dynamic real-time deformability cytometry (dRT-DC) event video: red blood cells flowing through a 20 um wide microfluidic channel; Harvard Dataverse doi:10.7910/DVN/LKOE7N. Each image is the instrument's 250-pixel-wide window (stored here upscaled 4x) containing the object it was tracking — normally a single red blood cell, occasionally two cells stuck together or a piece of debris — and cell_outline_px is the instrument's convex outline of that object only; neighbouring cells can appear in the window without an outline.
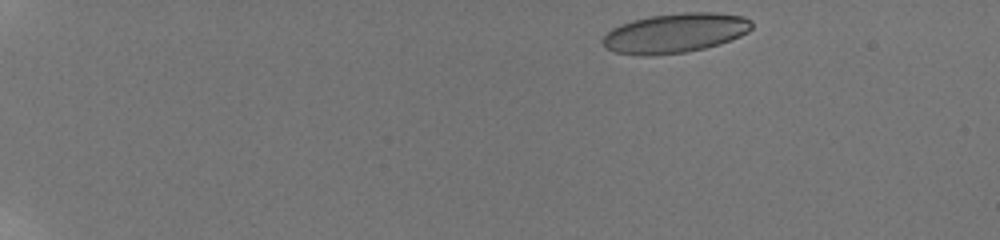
{"species": "human", "species_latin": "Homo sapiens", "temperature_condition": "room temperature", "stored_images_in_passage": 11, "camera_frame_rate_fps": 3000, "um_per_image_px": 0.085, "donor": {"sex": "male"}, "frame": {"image": 1, "passage_image": 1, "time_ms": 0.0, "image_size_px": [1000, 240], "cell_outline_px": [[752, 28], [748, 32], [740, 36], [704, 48], [684, 52], [652, 56], [640, 56], [616, 52], [608, 48], [604, 44], [604, 36], [612, 28], [620, 24], [632, 20], [652, 16], [680, 12], [716, 12], [744, 16], [752, 20]], "centroid_in_image_um": [57.41, 2.8], "position_along_channel_um": 27.6, "area_um2": 34.22}}
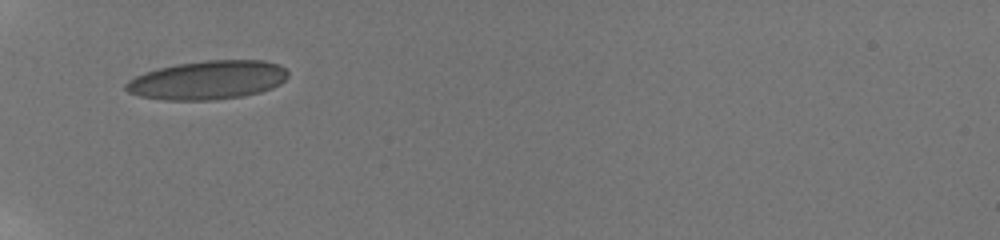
{"frame": {"image": 2, "passage_image": 9, "time_ms": 4.333, "image_size_px": [1000, 240], "cell_outline_px": [[288, 76], [280, 84], [272, 88], [260, 92], [244, 96], [212, 100], [164, 100], [140, 96], [128, 92], [124, 88], [124, 84], [128, 80], [144, 72], [176, 64], [208, 60], [264, 60], [280, 64], [288, 72]], "centroid_in_image_um": [17.66, 6.8], "position_along_channel_um": 67.3, "area_um2": 36.76}}